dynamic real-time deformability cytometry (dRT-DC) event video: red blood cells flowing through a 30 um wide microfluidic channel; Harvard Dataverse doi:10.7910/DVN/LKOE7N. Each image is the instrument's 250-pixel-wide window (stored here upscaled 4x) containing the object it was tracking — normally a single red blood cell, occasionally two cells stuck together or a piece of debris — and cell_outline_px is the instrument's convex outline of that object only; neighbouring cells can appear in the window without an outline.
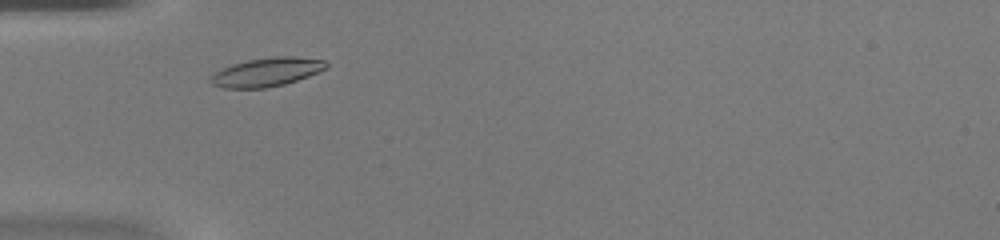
{"species": "common noctule bat (a hibernating species)", "species_latin": "Nyctalus noctula", "temperature_condition": "warm", "stored_images_in_passage": 36, "camera_frame_rate_fps": 3000, "um_per_image_px": 0.085, "animal": {"sex": "female", "body_mass_g": 20.0, "forearm_length_mm": 54.0}, "frame": {"image": 1, "passage_image": 4, "time_ms": 1.0, "image_size_px": [1000, 240], "cell_outline_px": [[328, 68], [308, 76], [284, 84], [264, 88], [224, 88], [212, 84], [208, 80], [216, 72], [232, 64], [248, 60], [276, 56], [292, 56], [324, 60], [328, 64]], "centroid_in_image_um": [22.68, 6.12], "position_along_channel_um": 62.3, "area_um2": 19.13}}
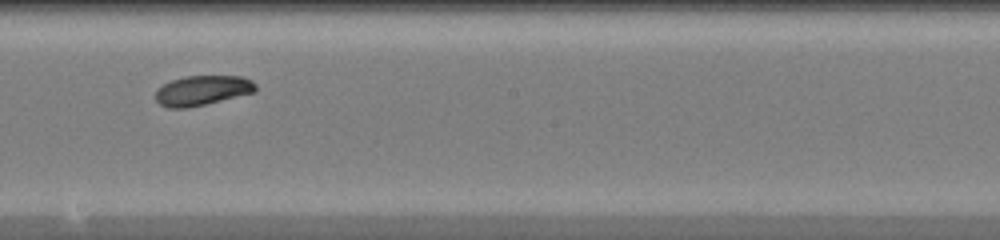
{"frame": {"image": 2, "passage_image": 16, "time_ms": 5.0, "image_size_px": [1000, 240], "cell_outline_px": [[256, 92], [188, 108], [168, 108], [160, 104], [156, 100], [156, 88], [172, 80], [184, 76], [240, 76], [252, 80], [256, 84]], "centroid_in_image_um": [17.2, 7.68], "position_along_channel_um": 231.0, "area_um2": 17.46}}
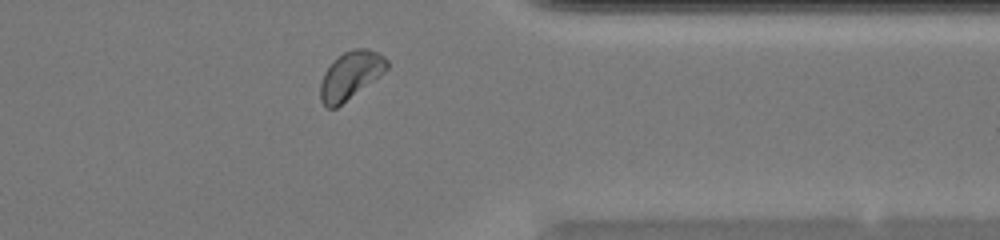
{"frame": {"image": 3, "passage_image": 27, "time_ms": 8.667, "image_size_px": [1000, 240], "cell_outline_px": [[388, 68], [380, 76], [336, 108], [328, 108], [320, 100], [320, 84], [324, 72], [332, 60], [344, 52], [352, 48], [368, 48], [384, 56], [388, 60]], "centroid_in_image_um": [29.79, 6.38], "position_along_channel_um": 381.6, "area_um2": 18.61}}